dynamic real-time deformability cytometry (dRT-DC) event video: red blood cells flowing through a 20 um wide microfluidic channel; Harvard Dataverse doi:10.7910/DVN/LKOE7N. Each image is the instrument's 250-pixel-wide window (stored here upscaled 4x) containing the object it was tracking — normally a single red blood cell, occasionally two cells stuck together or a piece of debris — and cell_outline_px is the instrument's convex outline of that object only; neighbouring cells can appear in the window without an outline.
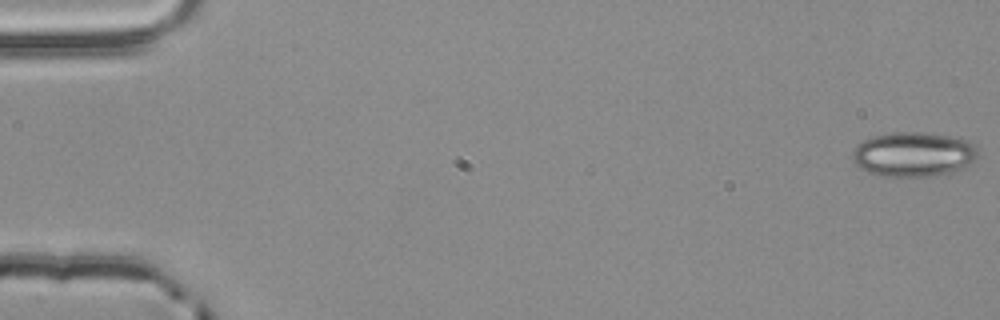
{"species": "common noctule bat (a hibernating species)", "species_latin": "Nyctalus noctula", "temperature_condition": "room temperature", "stored_images_in_passage": 55, "camera_frame_rate_fps": 3000, "um_per_image_px": 0.085, "animal": {"sex": "male", "body_mass_g": 20.4}, "frame": {"image": 1, "passage_image": 1, "time_ms": 0.0, "image_size_px": [1000, 320], "cell_outline_px": [[980, 152], [976, 160], [964, 168], [936, 176], [880, 176], [868, 172], [860, 168], [852, 160], [852, 152], [856, 144], [872, 136], [896, 132], [920, 132], [948, 136], [964, 140], [980, 148]], "centroid_in_image_um": [77.65, 13.12], "position_along_channel_um": 7.4, "area_um2": 32.83}}
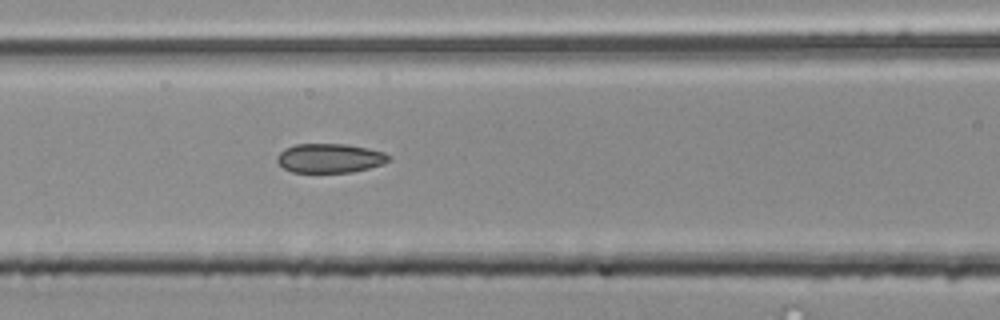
{"frame": {"image": 2, "passage_image": 24, "time_ms": 7.667, "image_size_px": [1000, 320], "cell_outline_px": [[392, 160], [384, 164], [352, 172], [292, 172], [284, 168], [276, 160], [276, 156], [284, 148], [296, 144], [344, 144], [368, 148], [384, 152]], "centroid_in_image_um": [28.03, 13.44], "position_along_channel_um": 138.6, "area_um2": 19.02}}
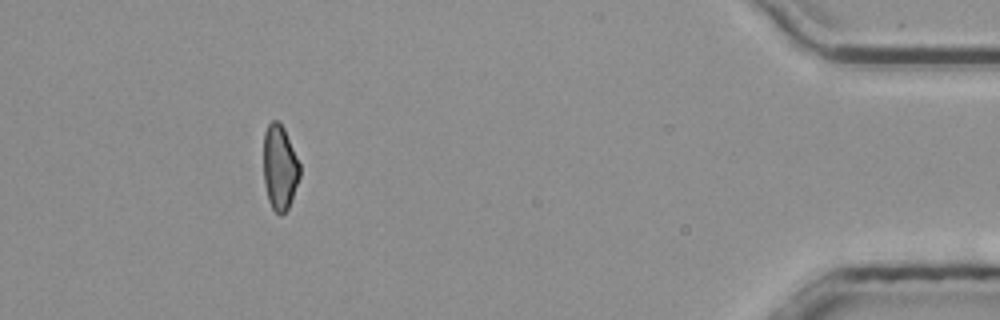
{"frame": {"image": 3, "passage_image": 50, "time_ms": 16.333, "image_size_px": [1000, 320], "cell_outline_px": [[300, 176], [288, 208], [280, 216], [272, 208], [268, 200], [264, 184], [264, 132], [268, 124], [272, 120], [276, 120], [284, 128], [300, 164]], "centroid_in_image_um": [23.77, 14.24], "position_along_channel_um": 411.4, "area_um2": 17.86}, "authors_computed_cell_mechanics": {"area_um2": 19.363, "velocity_mm_per_s": 3.8798, "shape_relaxation_time_tau1_ms": null, "shape_relaxation_time_tau2_ms": 2.4097, "deformation_change_tau1": null, "deformation_change_tau2": 0.0923}}